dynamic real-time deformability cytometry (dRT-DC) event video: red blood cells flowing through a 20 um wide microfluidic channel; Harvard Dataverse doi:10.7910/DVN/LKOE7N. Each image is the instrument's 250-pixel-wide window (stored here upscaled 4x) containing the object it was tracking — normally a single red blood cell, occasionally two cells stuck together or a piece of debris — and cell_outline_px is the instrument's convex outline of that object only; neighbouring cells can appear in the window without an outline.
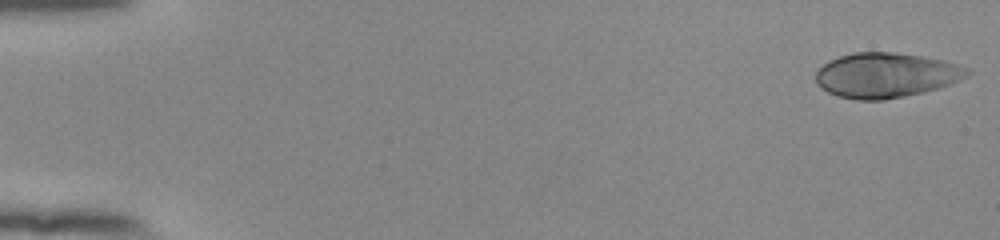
{"species": "human", "species_latin": "Homo sapiens", "temperature_condition": "room temperature", "stored_images_in_passage": 53, "camera_frame_rate_fps": 3000, "um_per_image_px": 0.085, "donor": {"sex": "female"}, "frame": {"image": 1, "passage_image": 1, "time_ms": 0.0, "image_size_px": [1000, 240], "cell_outline_px": [[972, 72], [968, 76], [960, 80], [924, 92], [884, 100], [856, 100], [840, 96], [828, 92], [820, 88], [816, 84], [816, 72], [828, 60], [852, 52], [896, 52], [944, 60], [968, 68]], "centroid_in_image_um": [75.29, 6.39], "position_along_channel_um": 9.7, "area_um2": 39.65}}
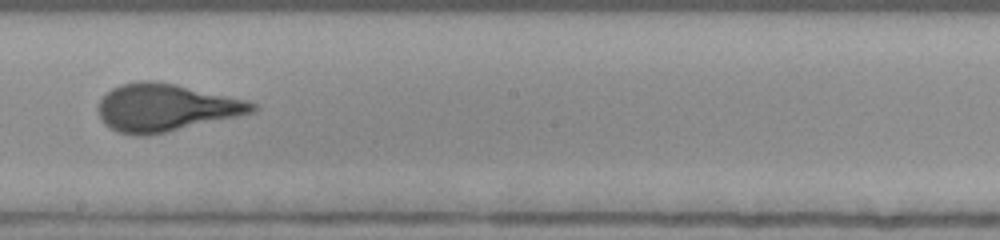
{"frame": {"image": 2, "passage_image": 31, "time_ms": 10.0, "image_size_px": [1000, 240], "cell_outline_px": [[260, 108], [256, 112], [148, 136], [136, 136], [120, 132], [104, 124], [96, 108], [100, 100], [112, 88], [120, 84], [140, 80], [156, 80], [176, 84], [248, 100], [256, 104]], "centroid_in_image_um": [14.09, 9.14], "position_along_channel_um": 234.1, "area_um2": 42.83}}
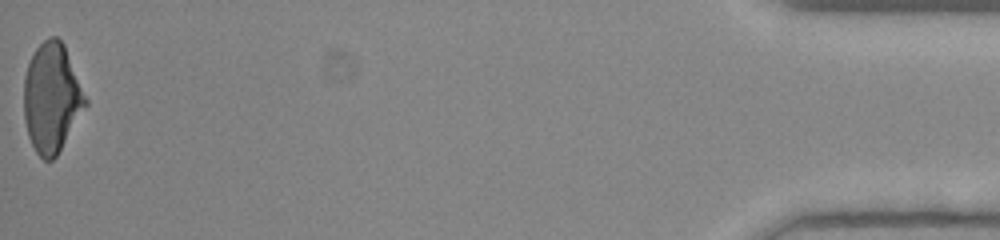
{"frame": {"image": 3, "passage_image": 53, "time_ms": 17.333, "image_size_px": [1000, 240], "cell_outline_px": [[88, 104], [56, 156], [52, 160], [44, 160], [36, 152], [28, 136], [24, 120], [24, 76], [28, 64], [36, 48], [48, 36], [56, 36], [64, 44], [88, 100]], "centroid_in_image_um": [4.4, 8.31], "position_along_channel_um": 430.8, "area_um2": 39.13}, "authors_computed_cell_mechanics": {"area_um2": 41.1536, "velocity_mm_per_s": 3.9114, "shape_relaxation_time_tau1_ms": 5.1943, "shape_relaxation_time_tau2_ms": null, "deformation_change_tau1": 0.2049, "deformation_change_tau2": null}}